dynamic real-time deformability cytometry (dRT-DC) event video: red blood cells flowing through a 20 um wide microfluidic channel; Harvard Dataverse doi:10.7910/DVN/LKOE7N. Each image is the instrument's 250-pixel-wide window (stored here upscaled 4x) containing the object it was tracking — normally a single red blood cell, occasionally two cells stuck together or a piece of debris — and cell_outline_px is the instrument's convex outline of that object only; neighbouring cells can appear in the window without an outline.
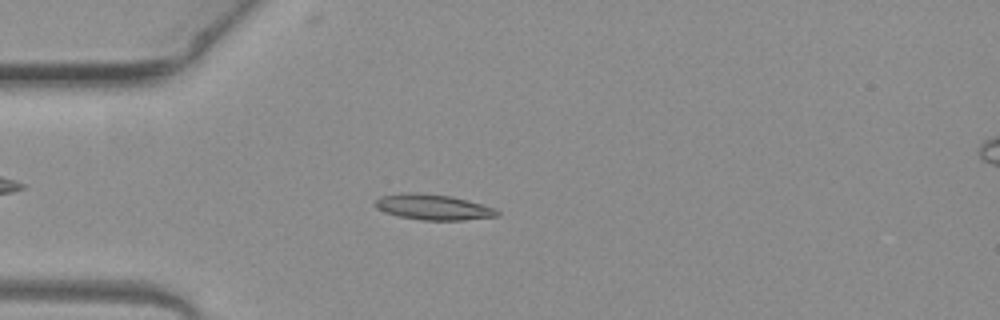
{"species": "common noctule bat (a hibernating species)", "species_latin": "Nyctalus noctula", "temperature_condition": "warm", "stored_images_in_passage": 5, "camera_frame_rate_fps": 3000, "um_per_image_px": 0.085, "animal": {"sex": "female", "body_mass_g": 19.3, "forearm_length_mm": 54.1}, "frame": {"image": 1, "passage_image": 4, "time_ms": 1.0, "image_size_px": [1000, 320], "cell_outline_px": [[500, 216], [464, 220], [424, 220], [400, 216], [384, 212], [376, 208], [376, 200], [380, 196], [400, 192], [416, 192], [452, 196], [496, 208], [500, 212]], "centroid_in_image_um": [36.84, 17.59], "position_along_channel_um": 48.2, "area_um2": 18.26}}